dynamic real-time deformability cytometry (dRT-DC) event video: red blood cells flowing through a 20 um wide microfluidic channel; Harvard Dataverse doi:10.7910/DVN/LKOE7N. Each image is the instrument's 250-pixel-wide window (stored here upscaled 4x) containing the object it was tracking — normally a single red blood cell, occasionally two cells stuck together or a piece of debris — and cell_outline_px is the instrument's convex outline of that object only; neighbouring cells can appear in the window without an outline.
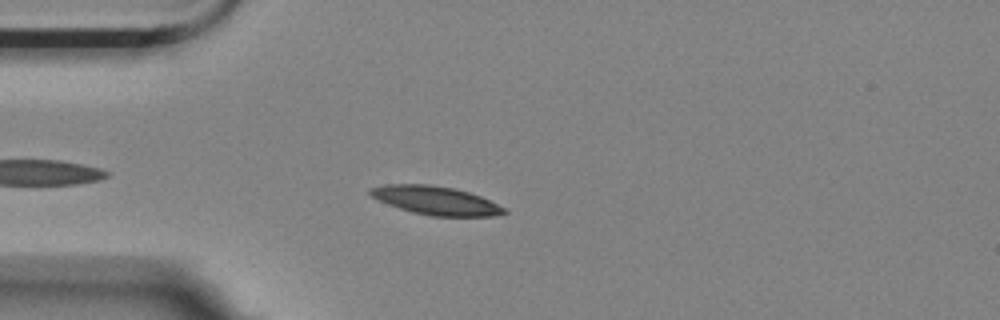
{"species": "Egyptian fruit bat (a non-hibernating species)", "species_latin": "Rousettus aegyptiacus", "temperature_condition": "room temperature", "stored_images_in_passage": 45, "camera_frame_rate_fps": 3000, "um_per_image_px": 0.085, "animal": {"sex": "female"}, "frame": {"image": 1, "passage_image": 6, "time_ms": 1.667, "image_size_px": [1000, 320], "cell_outline_px": [[508, 212], [492, 216], [432, 216], [412, 212], [388, 204], [372, 196], [368, 192], [368, 188], [384, 184], [428, 184], [452, 188], [468, 192], [480, 196], [504, 208]], "centroid_in_image_um": [37.0, 17.03], "position_along_channel_um": 48.0, "area_um2": 21.96}}
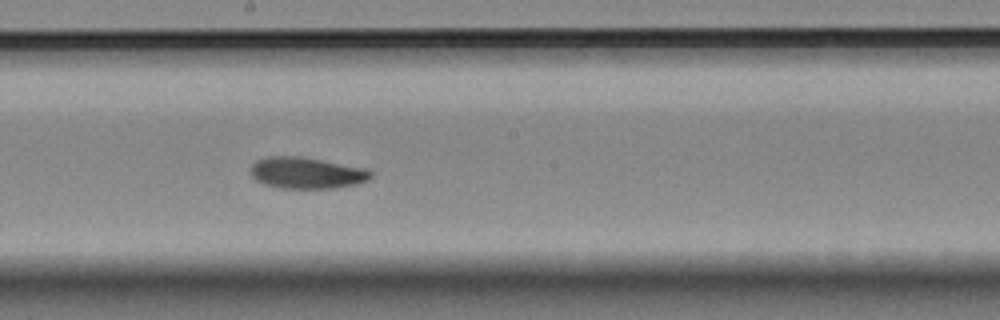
{"frame": {"image": 2, "passage_image": 22, "time_ms": 7.0, "image_size_px": [1000, 320], "cell_outline_px": [[372, 176], [368, 180], [356, 184], [336, 188], [280, 188], [264, 184], [256, 180], [252, 176], [252, 164], [256, 160], [268, 156], [300, 156], [368, 168], [372, 172]], "centroid_in_image_um": [26.09, 14.69], "position_along_channel_um": 222.1, "area_um2": 22.08}}
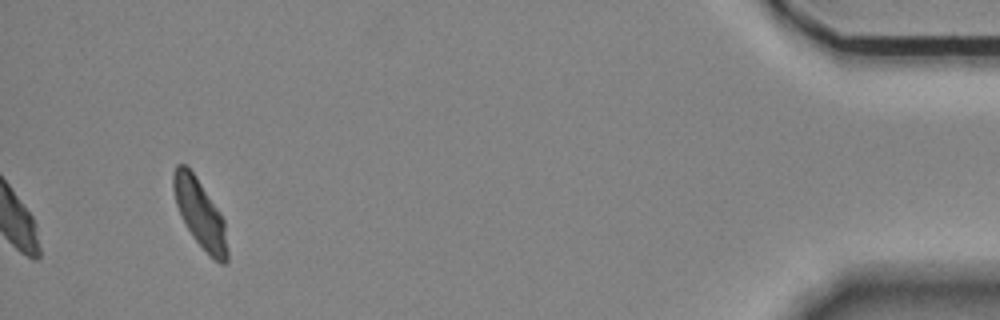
{"frame": {"image": 3, "passage_image": 45, "time_ms": 14.667, "image_size_px": [1000, 320], "cell_outline_px": [[228, 260], [224, 264], [220, 264], [212, 260], [192, 236], [176, 204], [172, 188], [172, 172], [176, 164], [184, 164], [196, 176], [220, 212], [224, 220], [228, 252]], "centroid_in_image_um": [17.0, 18.17], "position_along_channel_um": 418.2, "area_um2": 21.5}, "authors_computed_cell_mechanics": {"area_um2": 21.8484, "velocity_mm_per_s": 3.4901, "shape_relaxation_time_tau1_ms": 4.0094, "shape_relaxation_time_tau2_ms": 5.0638, "deformation_change_tau1": 0.1238, "deformation_change_tau2": 0.0896}}